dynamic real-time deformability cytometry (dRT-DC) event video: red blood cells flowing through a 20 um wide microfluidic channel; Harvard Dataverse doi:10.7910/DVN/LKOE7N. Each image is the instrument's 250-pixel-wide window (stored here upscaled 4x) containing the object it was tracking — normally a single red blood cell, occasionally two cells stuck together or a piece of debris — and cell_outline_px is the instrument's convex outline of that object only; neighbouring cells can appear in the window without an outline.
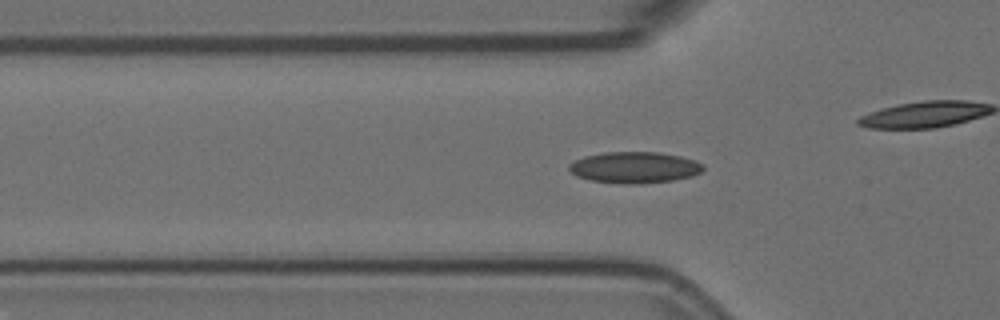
{"species": "Egyptian fruit bat (a non-hibernating species)", "species_latin": "Rousettus aegyptiacus", "temperature_condition": "room temperature", "stored_images_in_passage": 51, "camera_frame_rate_fps": 3000, "um_per_image_px": 0.085, "animal": {"sex": "female"}, "frame": {"image": 1, "passage_image": 17, "time_ms": 5.333, "image_size_px": [1000, 320], "cell_outline_px": [[704, 168], [700, 172], [692, 176], [672, 180], [636, 184], [628, 184], [592, 180], [576, 176], [568, 168], [568, 164], [584, 156], [604, 152], [660, 152], [680, 156], [704, 164]], "centroid_in_image_um": [53.93, 14.22], "position_along_channel_um": 71.9, "area_um2": 24.28}}
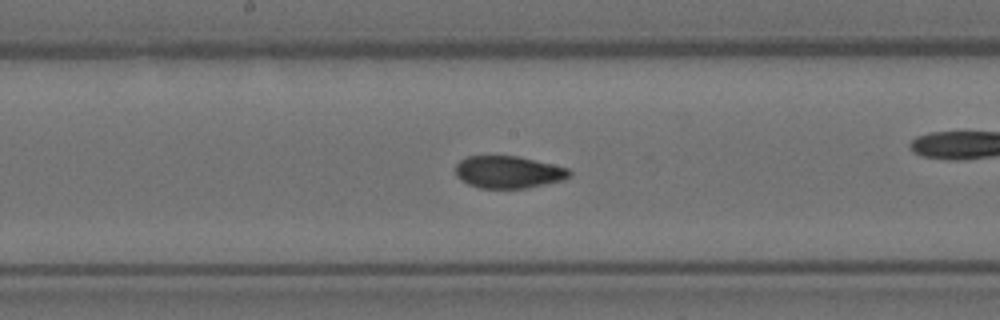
{"frame": {"image": 2, "passage_image": 28, "time_ms": 9.0, "image_size_px": [1000, 320], "cell_outline_px": [[572, 176], [564, 180], [528, 188], [480, 188], [468, 184], [460, 180], [456, 176], [456, 164], [460, 160], [468, 156], [516, 156], [552, 164], [568, 168], [572, 172]], "centroid_in_image_um": [43.22, 14.63], "position_along_channel_um": 205.0, "area_um2": 21.5}}
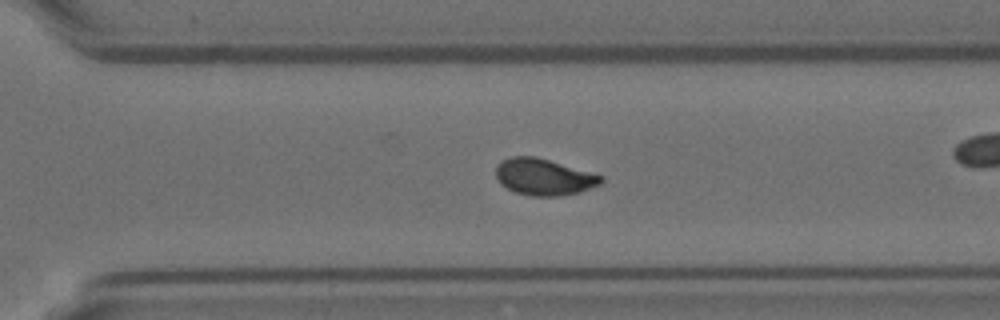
{"frame": {"image": 3, "passage_image": 38, "time_ms": 12.333, "image_size_px": [1000, 320], "cell_outline_px": [[604, 180], [600, 184], [580, 192], [560, 196], [532, 196], [516, 192], [500, 184], [496, 176], [496, 164], [500, 160], [512, 156], [536, 156], [604, 176]], "centroid_in_image_um": [46.21, 15.03], "position_along_channel_um": 324.4, "area_um2": 22.48}, "authors_computed_cell_mechanics": {"area_um2": 22.0796, "velocity_mm_per_s": 3.6033, "shape_relaxation_time_tau1_ms": null, "shape_relaxation_time_tau2_ms": 1.3132, "deformation_change_tau1": null, "deformation_change_tau2": 0.0601}}